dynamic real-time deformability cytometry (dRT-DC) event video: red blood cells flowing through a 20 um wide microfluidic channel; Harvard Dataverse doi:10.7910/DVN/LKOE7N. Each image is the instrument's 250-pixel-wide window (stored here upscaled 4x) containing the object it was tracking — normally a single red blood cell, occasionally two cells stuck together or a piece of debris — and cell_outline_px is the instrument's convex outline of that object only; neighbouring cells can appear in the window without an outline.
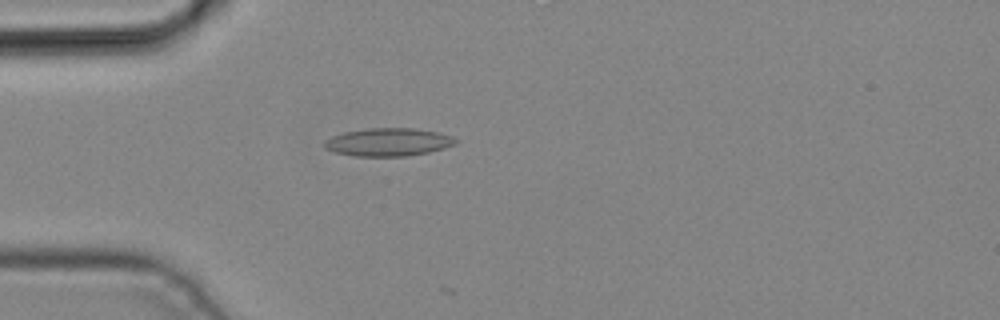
{"species": "common noctule bat (a hibernating species)", "species_latin": "Nyctalus noctula", "temperature_condition": "cold", "stored_images_in_passage": 2, "camera_frame_rate_fps": 3000, "um_per_image_px": 0.085, "animal": {"sex": "male", "body_mass_g": 19.2, "forearm_length_mm": 51.8}, "frame": {"image": 1, "passage_image": 2, "time_ms": 0.333, "image_size_px": [1000, 320], "cell_outline_px": [[460, 140], [456, 144], [444, 148], [428, 152], [408, 156], [356, 156], [336, 152], [324, 148], [324, 140], [332, 136], [344, 132], [364, 128], [416, 128], [440, 132], [452, 136]], "centroid_in_image_um": [33.04, 12.06], "position_along_channel_um": 52.0, "area_um2": 21.62}}